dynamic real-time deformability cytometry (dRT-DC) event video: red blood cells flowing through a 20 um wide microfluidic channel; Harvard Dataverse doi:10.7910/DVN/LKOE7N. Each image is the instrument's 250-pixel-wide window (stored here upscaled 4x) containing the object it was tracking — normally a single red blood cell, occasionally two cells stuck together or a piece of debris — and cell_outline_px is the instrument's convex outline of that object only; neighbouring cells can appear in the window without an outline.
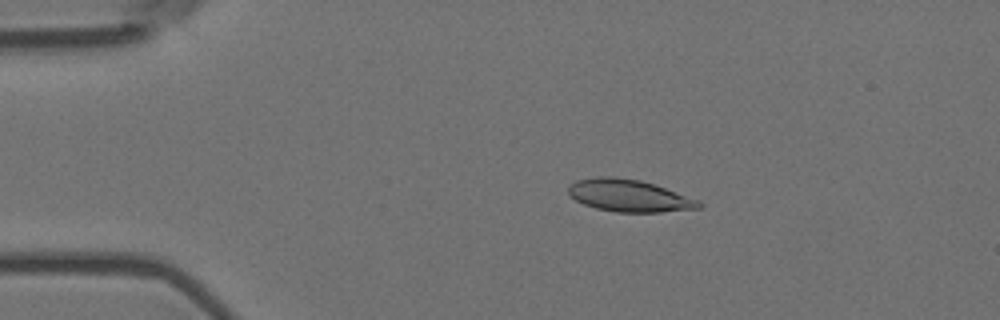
{"species": "Egyptian fruit bat (a non-hibernating species)", "species_latin": "Rousettus aegyptiacus", "temperature_condition": "room temperature", "stored_images_in_passage": 54, "camera_frame_rate_fps": 3000, "um_per_image_px": 0.085, "animal": {"sex": "female"}, "frame": {"image": 1, "passage_image": 8, "time_ms": 2.333, "image_size_px": [1000, 320], "cell_outline_px": [[704, 204], [700, 208], [660, 212], [616, 212], [596, 208], [584, 204], [568, 196], [568, 188], [576, 180], [596, 176], [612, 176], [640, 180], [700, 200]], "centroid_in_image_um": [53.45, 16.63], "position_along_channel_um": 31.5, "area_um2": 24.45}}
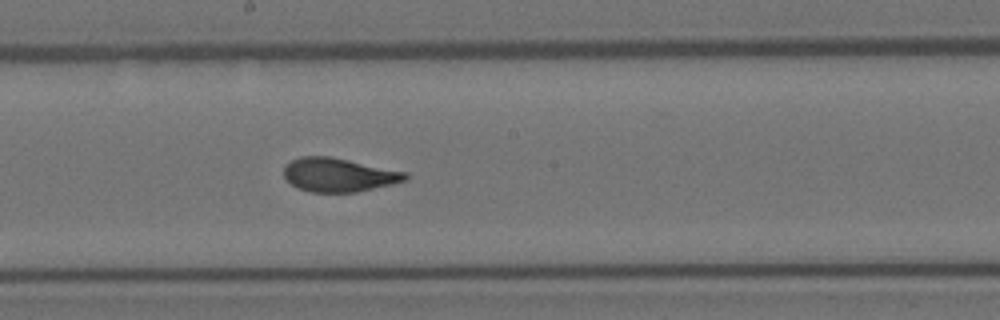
{"frame": {"image": 2, "passage_image": 28, "time_ms": 9.0, "image_size_px": [1000, 320], "cell_outline_px": [[408, 180], [356, 192], [312, 192], [296, 188], [284, 180], [284, 164], [300, 156], [328, 156], [408, 172]], "centroid_in_image_um": [28.74, 14.86], "position_along_channel_um": 219.5, "area_um2": 23.99}}
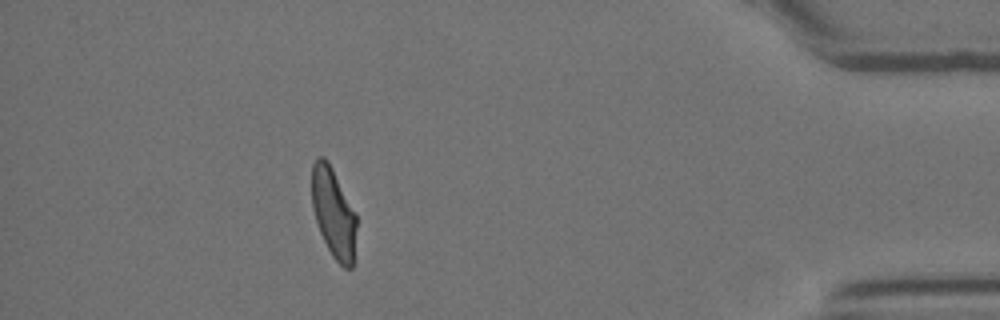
{"frame": {"image": 3, "passage_image": 48, "time_ms": 15.667, "image_size_px": [1000, 320], "cell_outline_px": [[356, 228], [352, 268], [344, 268], [332, 256], [320, 232], [312, 208], [312, 164], [316, 156], [324, 156], [328, 160], [356, 212]], "centroid_in_image_um": [28.34, 18.04], "position_along_channel_um": 406.9, "area_um2": 23.41}, "authors_computed_cell_mechanics": {"area_um2": 24.2182, "velocity_mm_per_s": 3.5661, "shape_relaxation_time_tau1_ms": 5.8295, "shape_relaxation_time_tau2_ms": 0.9288, "deformation_change_tau1": 0.1787, "deformation_change_tau2": 0.0719}}